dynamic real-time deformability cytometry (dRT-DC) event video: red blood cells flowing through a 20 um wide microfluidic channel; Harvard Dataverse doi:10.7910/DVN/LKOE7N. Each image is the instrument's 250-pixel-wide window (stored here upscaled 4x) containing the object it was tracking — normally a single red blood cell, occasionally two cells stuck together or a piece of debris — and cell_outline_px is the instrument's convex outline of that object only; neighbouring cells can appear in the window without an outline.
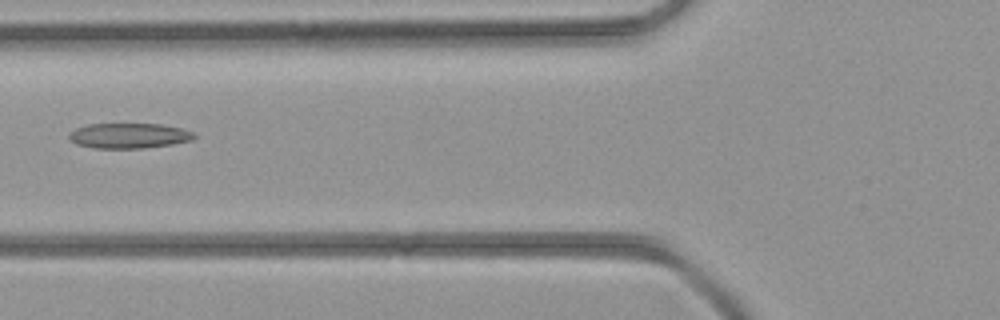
{"species": "common noctule bat (a hibernating species)", "species_latin": "Nyctalus noctula", "temperature_condition": "room temperature", "stored_images_in_passage": 26, "camera_frame_rate_fps": 3000, "um_per_image_px": 0.085, "animal": {"sex": "female", "body_mass_g": 21.9}, "frame": {"image": 1, "passage_image": 5, "time_ms": 1.333, "image_size_px": [1000, 320], "cell_outline_px": [[196, 136], [192, 140], [172, 144], [144, 148], [92, 148], [76, 144], [68, 136], [68, 132], [76, 128], [88, 124], [160, 124], [180, 128], [192, 132]], "centroid_in_image_um": [10.93, 11.53], "position_along_channel_um": 114.9, "area_um2": 18.32}}
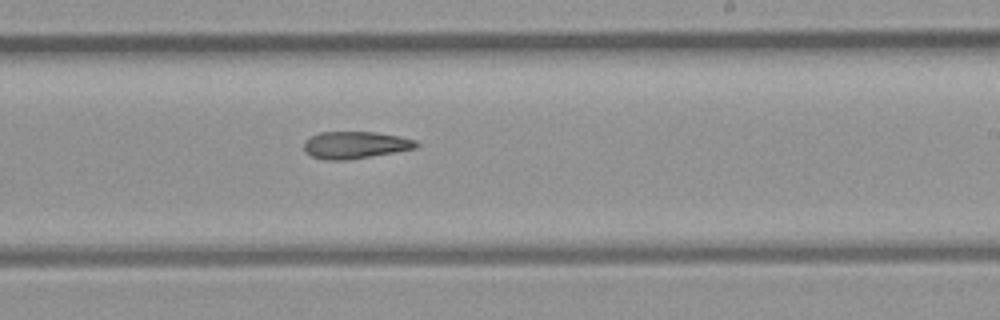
{"frame": {"image": 2, "passage_image": 14, "time_ms": 4.333, "image_size_px": [1000, 320], "cell_outline_px": [[420, 144], [416, 148], [344, 160], [324, 160], [312, 156], [304, 152], [304, 140], [320, 132], [376, 132], [400, 136], [416, 140]], "centroid_in_image_um": [30.17, 12.31], "position_along_channel_um": 258.8, "area_um2": 17.63}}
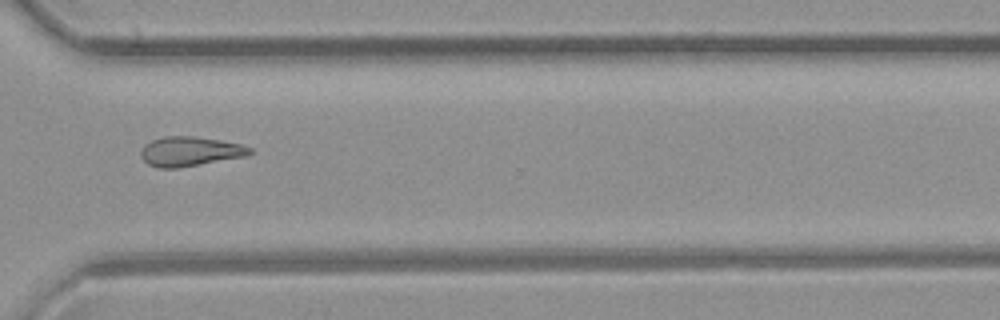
{"frame": {"image": 3, "passage_image": 20, "time_ms": 6.333, "image_size_px": [1000, 320], "cell_outline_px": [[252, 152], [244, 156], [176, 168], [156, 168], [148, 164], [140, 156], [140, 152], [144, 144], [152, 140], [164, 136], [192, 136], [220, 140], [240, 144], [252, 148]], "centroid_in_image_um": [16.09, 12.86], "position_along_channel_um": 354.5, "area_um2": 18.55}}